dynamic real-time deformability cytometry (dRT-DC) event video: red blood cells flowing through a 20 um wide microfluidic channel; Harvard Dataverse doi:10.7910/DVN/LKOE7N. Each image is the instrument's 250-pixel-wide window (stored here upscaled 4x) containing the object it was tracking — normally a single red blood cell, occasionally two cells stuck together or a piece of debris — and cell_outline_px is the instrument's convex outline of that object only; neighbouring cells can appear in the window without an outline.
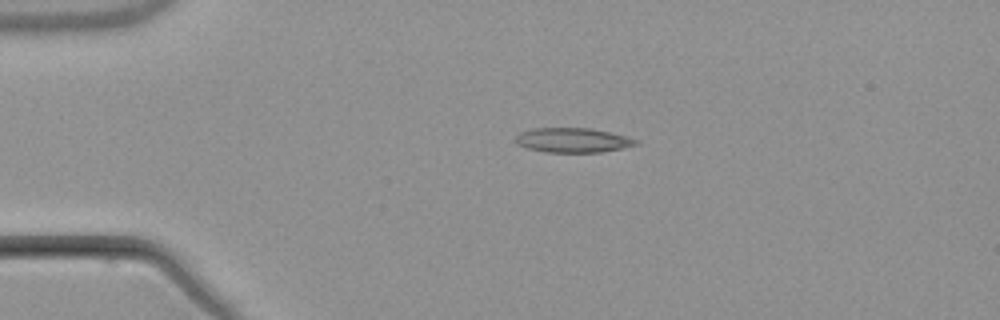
{"species": "common noctule bat (a hibernating species)", "species_latin": "Nyctalus noctula", "temperature_condition": "warm", "stored_images_in_passage": 1, "camera_frame_rate_fps": 3000, "um_per_image_px": 0.085, "animal": {"sex": "male", "body_mass_g": 21.5, "forearm_length_mm": 52.0}, "frame": {"image": 1, "passage_image": 1, "time_ms": 0.0, "image_size_px": [1000, 320], "cell_outline_px": [[640, 144], [624, 148], [600, 152], [548, 152], [528, 148], [516, 144], [516, 136], [520, 132], [532, 128], [592, 128], [628, 136], [640, 140]], "centroid_in_image_um": [48.75, 11.91], "position_along_channel_um": 36.3, "area_um2": 17.4}}